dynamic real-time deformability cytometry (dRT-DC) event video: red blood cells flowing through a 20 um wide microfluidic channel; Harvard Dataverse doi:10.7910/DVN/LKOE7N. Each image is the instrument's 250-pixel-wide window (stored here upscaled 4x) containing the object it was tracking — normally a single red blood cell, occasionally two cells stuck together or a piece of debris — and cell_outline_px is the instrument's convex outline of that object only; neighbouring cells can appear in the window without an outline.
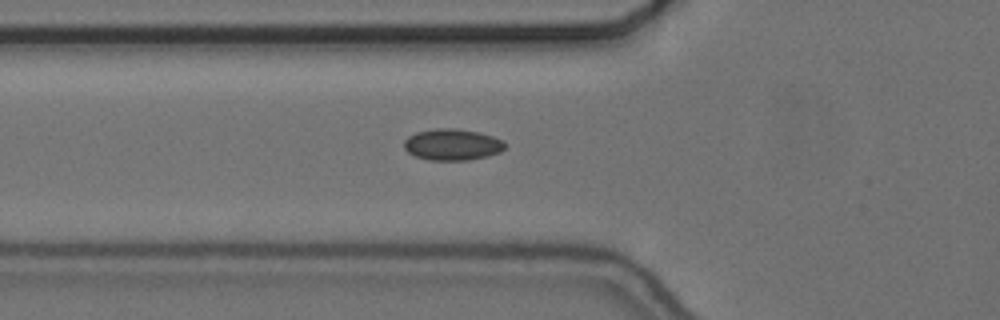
{"species": "common noctule bat (a hibernating species)", "species_latin": "Nyctalus noctula", "temperature_condition": "cold", "stored_images_in_passage": 43, "camera_frame_rate_fps": 3000, "um_per_image_px": 0.085, "animal": {"sex": "female", "body_mass_g": 24.6, "forearm_length_mm": 56.2}, "frame": {"image": 1, "passage_image": 8, "time_ms": 2.333, "image_size_px": [1000, 320], "cell_outline_px": [[504, 148], [500, 152], [488, 156], [468, 160], [428, 160], [416, 156], [408, 152], [404, 148], [404, 140], [408, 136], [416, 132], [436, 128], [452, 128], [480, 132], [492, 136], [500, 140], [504, 144]], "centroid_in_image_um": [38.41, 12.29], "position_along_channel_um": 87.4, "area_um2": 18.38}}
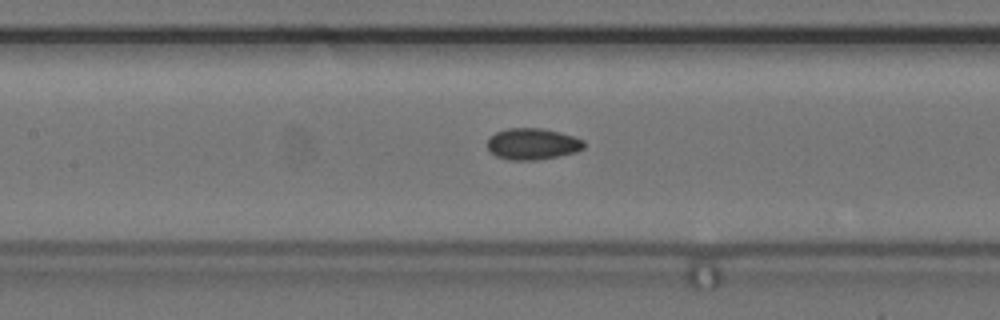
{"frame": {"image": 2, "passage_image": 14, "time_ms": 4.333, "image_size_px": [1000, 320], "cell_outline_px": [[584, 148], [576, 152], [536, 160], [508, 160], [496, 156], [488, 148], [488, 136], [496, 132], [508, 128], [540, 128], [560, 132], [584, 140]], "centroid_in_image_um": [45.24, 12.23], "position_along_channel_um": 162.2, "area_um2": 17.63}}
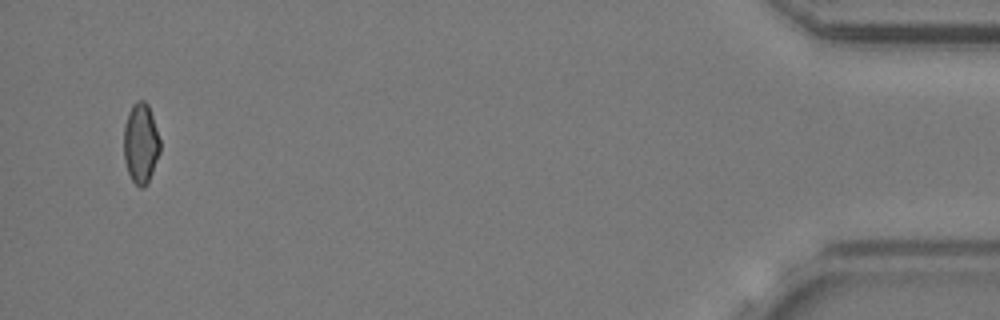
{"frame": {"image": 3, "passage_image": 42, "time_ms": 13.667, "image_size_px": [1000, 320], "cell_outline_px": [[160, 152], [152, 172], [144, 188], [140, 188], [132, 180], [128, 172], [124, 160], [124, 124], [128, 112], [132, 104], [136, 100], [144, 100], [148, 104], [160, 140]], "centroid_in_image_um": [11.95, 12.16], "position_along_channel_um": 423.2, "area_um2": 16.94}}